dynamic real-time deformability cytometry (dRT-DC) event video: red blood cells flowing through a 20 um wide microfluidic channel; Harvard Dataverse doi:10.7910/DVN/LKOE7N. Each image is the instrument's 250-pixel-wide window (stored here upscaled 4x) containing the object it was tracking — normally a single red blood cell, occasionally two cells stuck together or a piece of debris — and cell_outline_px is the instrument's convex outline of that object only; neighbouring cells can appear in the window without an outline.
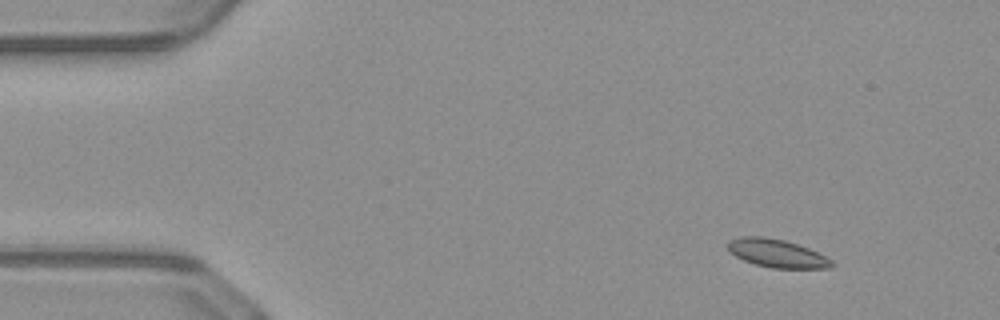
{"species": "common noctule bat (a hibernating species)", "species_latin": "Nyctalus noctula", "temperature_condition": "warm", "stored_images_in_passage": 10, "segment_of_instrument_passage": [2, 2], "camera_frame_rate_fps": 3000, "um_per_image_px": 0.085, "animal": {"sex": "male", "body_mass_g": 23.1, "forearm_length_mm": 52.7}, "frame": {"image": 1, "passage_image": 10, "time_ms": 3.0, "image_size_px": [1000, 320], "cell_outline_px": [[836, 264], [832, 268], [772, 268], [756, 264], [744, 260], [736, 256], [728, 248], [728, 240], [740, 236], [764, 236], [784, 240], [808, 248], [832, 260]], "centroid_in_image_um": [66.05, 21.53], "position_along_channel_um": 19.0, "area_um2": 16.94}}